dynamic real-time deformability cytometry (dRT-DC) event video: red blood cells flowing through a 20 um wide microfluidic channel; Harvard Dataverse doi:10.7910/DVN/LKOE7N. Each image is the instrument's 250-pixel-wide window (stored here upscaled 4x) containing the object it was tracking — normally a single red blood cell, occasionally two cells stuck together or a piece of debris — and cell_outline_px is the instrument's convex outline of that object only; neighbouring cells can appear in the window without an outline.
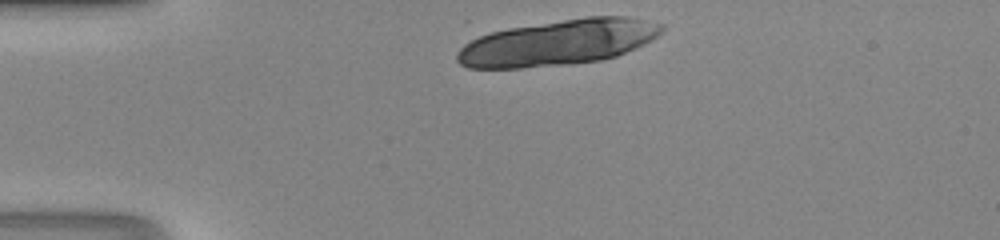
{"species": "human", "species_latin": "Homo sapiens", "temperature_condition": "room temperature", "stored_images_in_passage": 7, "camera_frame_rate_fps": 3000, "um_per_image_px": 0.085, "donor": {"sex": "male"}, "frame": {"image": 1, "passage_image": 1, "time_ms": 0.0, "image_size_px": [1000, 240], "cell_outline_px": [[664, 28], [656, 36], [644, 44], [616, 56], [600, 60], [564, 64], [520, 68], [468, 68], [460, 64], [456, 60], [456, 52], [464, 44], [480, 36], [492, 32], [508, 28], [588, 16], [628, 16], [664, 24]], "centroid_in_image_um": [47.43, 3.61], "position_along_channel_um": 37.6, "area_um2": 54.04}}